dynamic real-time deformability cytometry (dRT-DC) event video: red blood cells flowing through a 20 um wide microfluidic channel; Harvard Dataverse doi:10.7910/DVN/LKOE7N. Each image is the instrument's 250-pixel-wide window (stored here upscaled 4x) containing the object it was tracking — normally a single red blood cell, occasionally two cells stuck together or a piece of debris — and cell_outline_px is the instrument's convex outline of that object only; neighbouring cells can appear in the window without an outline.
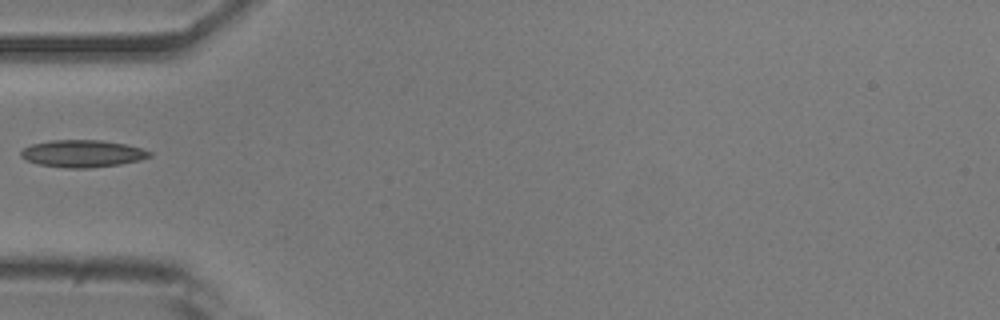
{"species": "common noctule bat (a hibernating species)", "species_latin": "Nyctalus noctula", "temperature_condition": "room temperature", "stored_images_in_passage": 37, "camera_frame_rate_fps": 3000, "um_per_image_px": 0.085, "animal": {"sex": "male", "body_mass_g": 20.5, "forearm_length_mm": 52.5}, "frame": {"image": 1, "passage_image": 1, "time_ms": 0.0, "image_size_px": [1000, 320], "cell_outline_px": [[152, 156], [140, 160], [120, 164], [88, 168], [64, 168], [40, 164], [28, 160], [20, 156], [20, 152], [24, 148], [32, 144], [52, 140], [100, 140], [124, 144], [140, 148], [152, 152]], "centroid_in_image_um": [7.02, 13.05], "position_along_channel_um": 78.0, "area_um2": 20.23}}
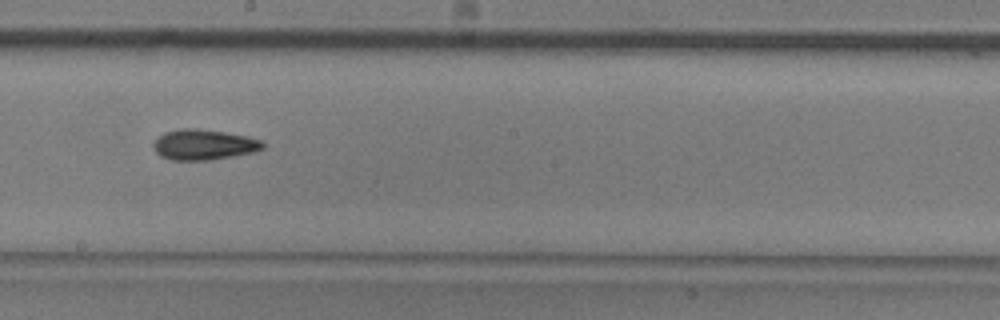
{"frame": {"image": 2, "passage_image": 13, "time_ms": 4.0, "image_size_px": [1000, 320], "cell_outline_px": [[264, 148], [252, 152], [208, 160], [172, 160], [160, 156], [156, 152], [152, 144], [156, 136], [164, 132], [180, 128], [196, 128], [224, 132], [248, 136], [260, 140], [264, 144]], "centroid_in_image_um": [17.26, 12.28], "position_along_channel_um": 230.9, "area_um2": 19.42}}
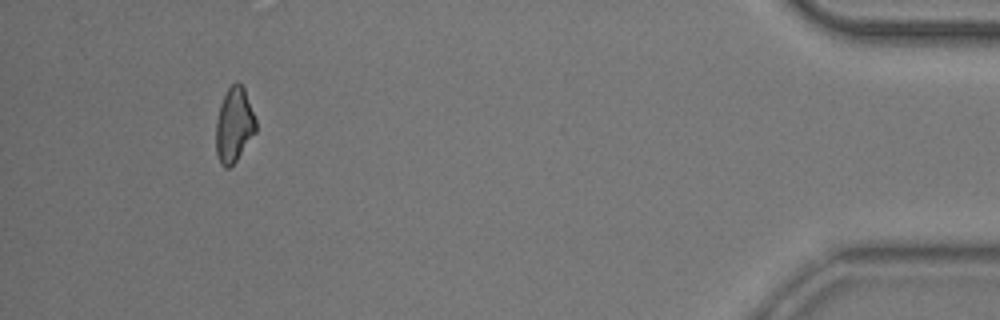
{"frame": {"image": 3, "passage_image": 33, "time_ms": 10.667, "image_size_px": [1000, 320], "cell_outline_px": [[256, 132], [236, 160], [228, 168], [224, 168], [220, 164], [216, 152], [216, 120], [220, 104], [228, 88], [236, 80], [244, 88], [256, 120]], "centroid_in_image_um": [19.89, 10.62], "position_along_channel_um": 415.3, "area_um2": 17.28}}